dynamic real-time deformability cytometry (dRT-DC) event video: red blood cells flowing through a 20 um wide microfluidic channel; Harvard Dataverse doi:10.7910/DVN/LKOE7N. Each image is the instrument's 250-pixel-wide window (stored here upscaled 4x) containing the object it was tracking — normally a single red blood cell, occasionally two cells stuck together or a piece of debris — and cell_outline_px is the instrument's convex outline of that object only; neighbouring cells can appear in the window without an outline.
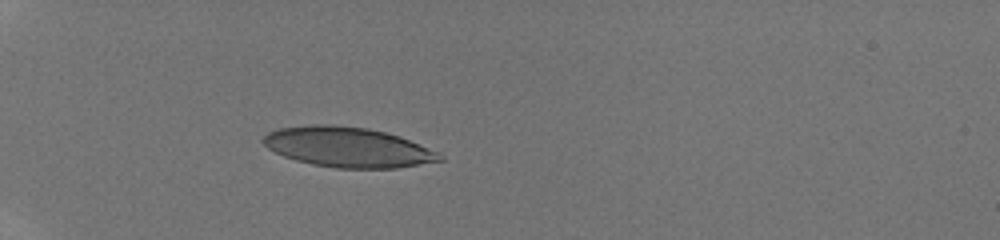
{"species": "human", "species_latin": "Homo sapiens", "temperature_condition": "room temperature", "stored_images_in_passage": 31, "camera_frame_rate_fps": 3000, "um_per_image_px": 0.085, "donor": {"sex": "male"}, "frame": {"image": 1, "passage_image": 1, "time_ms": 0.0, "image_size_px": [1000, 240], "cell_outline_px": [[444, 160], [396, 168], [336, 168], [312, 164], [296, 160], [284, 156], [268, 148], [260, 140], [268, 132], [280, 128], [312, 124], [332, 124], [368, 128], [400, 136], [440, 152], [444, 156]], "centroid_in_image_um": [29.58, 12.5], "position_along_channel_um": 55.4, "area_um2": 41.27}}
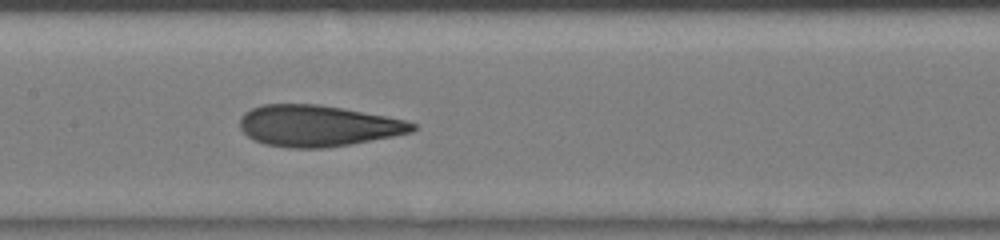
{"frame": {"image": 2, "passage_image": 11, "time_ms": 3.333, "image_size_px": [1000, 240], "cell_outline_px": [[416, 128], [412, 132], [392, 136], [348, 144], [324, 148], [288, 148], [264, 144], [248, 136], [240, 128], [240, 116], [244, 112], [252, 108], [264, 104], [320, 104], [388, 116], [408, 120], [416, 124]], "centroid_in_image_um": [27.01, 10.68], "position_along_channel_um": 180.4, "area_um2": 41.5}}
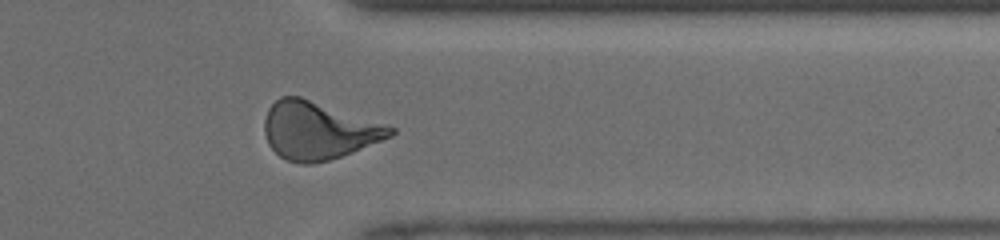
{"frame": {"image": 3, "passage_image": 24, "time_ms": 7.667, "image_size_px": [1000, 240], "cell_outline_px": [[396, 132], [392, 136], [352, 152], [328, 160], [312, 164], [300, 164], [288, 160], [280, 156], [268, 144], [264, 132], [264, 120], [268, 108], [280, 96], [300, 96], [396, 128]], "centroid_in_image_um": [27.03, 11.1], "position_along_channel_um": 384.4, "area_um2": 41.96}}